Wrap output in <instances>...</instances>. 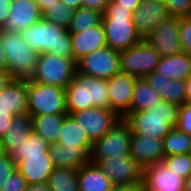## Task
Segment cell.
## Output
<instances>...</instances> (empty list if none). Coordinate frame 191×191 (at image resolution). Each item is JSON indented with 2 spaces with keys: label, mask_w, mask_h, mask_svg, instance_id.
Masks as SVG:
<instances>
[{
  "label": "cell",
  "mask_w": 191,
  "mask_h": 191,
  "mask_svg": "<svg viewBox=\"0 0 191 191\" xmlns=\"http://www.w3.org/2000/svg\"><path fill=\"white\" fill-rule=\"evenodd\" d=\"M20 35L38 54L50 53L60 57L74 59L71 35L67 28L41 18Z\"/></svg>",
  "instance_id": "obj_1"
},
{
  "label": "cell",
  "mask_w": 191,
  "mask_h": 191,
  "mask_svg": "<svg viewBox=\"0 0 191 191\" xmlns=\"http://www.w3.org/2000/svg\"><path fill=\"white\" fill-rule=\"evenodd\" d=\"M179 119V105L161 100L149 110L130 113L125 120L129 123L132 133L140 136H153L163 139Z\"/></svg>",
  "instance_id": "obj_2"
},
{
  "label": "cell",
  "mask_w": 191,
  "mask_h": 191,
  "mask_svg": "<svg viewBox=\"0 0 191 191\" xmlns=\"http://www.w3.org/2000/svg\"><path fill=\"white\" fill-rule=\"evenodd\" d=\"M66 110L69 115L91 107L109 109L107 80L75 72L65 88Z\"/></svg>",
  "instance_id": "obj_3"
},
{
  "label": "cell",
  "mask_w": 191,
  "mask_h": 191,
  "mask_svg": "<svg viewBox=\"0 0 191 191\" xmlns=\"http://www.w3.org/2000/svg\"><path fill=\"white\" fill-rule=\"evenodd\" d=\"M102 25L106 44L113 50L121 52L143 40L133 22V12L112 0L102 15Z\"/></svg>",
  "instance_id": "obj_4"
},
{
  "label": "cell",
  "mask_w": 191,
  "mask_h": 191,
  "mask_svg": "<svg viewBox=\"0 0 191 191\" xmlns=\"http://www.w3.org/2000/svg\"><path fill=\"white\" fill-rule=\"evenodd\" d=\"M1 43L6 56L7 71L12 78H31L38 53L25 42L20 33L1 30Z\"/></svg>",
  "instance_id": "obj_5"
},
{
  "label": "cell",
  "mask_w": 191,
  "mask_h": 191,
  "mask_svg": "<svg viewBox=\"0 0 191 191\" xmlns=\"http://www.w3.org/2000/svg\"><path fill=\"white\" fill-rule=\"evenodd\" d=\"M76 72V61L56 54H38L31 80L65 89Z\"/></svg>",
  "instance_id": "obj_6"
},
{
  "label": "cell",
  "mask_w": 191,
  "mask_h": 191,
  "mask_svg": "<svg viewBox=\"0 0 191 191\" xmlns=\"http://www.w3.org/2000/svg\"><path fill=\"white\" fill-rule=\"evenodd\" d=\"M28 114H68L65 102V89L27 79Z\"/></svg>",
  "instance_id": "obj_7"
},
{
  "label": "cell",
  "mask_w": 191,
  "mask_h": 191,
  "mask_svg": "<svg viewBox=\"0 0 191 191\" xmlns=\"http://www.w3.org/2000/svg\"><path fill=\"white\" fill-rule=\"evenodd\" d=\"M161 55L144 39L120 52V71L138 79L155 71Z\"/></svg>",
  "instance_id": "obj_8"
},
{
  "label": "cell",
  "mask_w": 191,
  "mask_h": 191,
  "mask_svg": "<svg viewBox=\"0 0 191 191\" xmlns=\"http://www.w3.org/2000/svg\"><path fill=\"white\" fill-rule=\"evenodd\" d=\"M76 71L98 79H110L120 73V52L105 46L76 61Z\"/></svg>",
  "instance_id": "obj_9"
},
{
  "label": "cell",
  "mask_w": 191,
  "mask_h": 191,
  "mask_svg": "<svg viewBox=\"0 0 191 191\" xmlns=\"http://www.w3.org/2000/svg\"><path fill=\"white\" fill-rule=\"evenodd\" d=\"M132 130L121 118L106 134L93 144L91 159H106L130 154Z\"/></svg>",
  "instance_id": "obj_10"
},
{
  "label": "cell",
  "mask_w": 191,
  "mask_h": 191,
  "mask_svg": "<svg viewBox=\"0 0 191 191\" xmlns=\"http://www.w3.org/2000/svg\"><path fill=\"white\" fill-rule=\"evenodd\" d=\"M109 177L112 185H129L143 182V168L130 155L106 159H91Z\"/></svg>",
  "instance_id": "obj_11"
},
{
  "label": "cell",
  "mask_w": 191,
  "mask_h": 191,
  "mask_svg": "<svg viewBox=\"0 0 191 191\" xmlns=\"http://www.w3.org/2000/svg\"><path fill=\"white\" fill-rule=\"evenodd\" d=\"M180 20L181 17L179 16L168 15L144 38L161 57L182 52L179 37Z\"/></svg>",
  "instance_id": "obj_12"
},
{
  "label": "cell",
  "mask_w": 191,
  "mask_h": 191,
  "mask_svg": "<svg viewBox=\"0 0 191 191\" xmlns=\"http://www.w3.org/2000/svg\"><path fill=\"white\" fill-rule=\"evenodd\" d=\"M71 115L93 144L121 119L116 112L101 107H91Z\"/></svg>",
  "instance_id": "obj_13"
},
{
  "label": "cell",
  "mask_w": 191,
  "mask_h": 191,
  "mask_svg": "<svg viewBox=\"0 0 191 191\" xmlns=\"http://www.w3.org/2000/svg\"><path fill=\"white\" fill-rule=\"evenodd\" d=\"M137 79L122 72L107 79L109 109L116 112L121 118L125 119L129 115L133 89Z\"/></svg>",
  "instance_id": "obj_14"
},
{
  "label": "cell",
  "mask_w": 191,
  "mask_h": 191,
  "mask_svg": "<svg viewBox=\"0 0 191 191\" xmlns=\"http://www.w3.org/2000/svg\"><path fill=\"white\" fill-rule=\"evenodd\" d=\"M142 183L144 191H184L185 179L158 162L143 169Z\"/></svg>",
  "instance_id": "obj_15"
},
{
  "label": "cell",
  "mask_w": 191,
  "mask_h": 191,
  "mask_svg": "<svg viewBox=\"0 0 191 191\" xmlns=\"http://www.w3.org/2000/svg\"><path fill=\"white\" fill-rule=\"evenodd\" d=\"M28 113L27 79L12 78L0 91V114Z\"/></svg>",
  "instance_id": "obj_16"
},
{
  "label": "cell",
  "mask_w": 191,
  "mask_h": 191,
  "mask_svg": "<svg viewBox=\"0 0 191 191\" xmlns=\"http://www.w3.org/2000/svg\"><path fill=\"white\" fill-rule=\"evenodd\" d=\"M130 155L143 169L158 162H163L165 157L163 153V139L132 133Z\"/></svg>",
  "instance_id": "obj_17"
},
{
  "label": "cell",
  "mask_w": 191,
  "mask_h": 191,
  "mask_svg": "<svg viewBox=\"0 0 191 191\" xmlns=\"http://www.w3.org/2000/svg\"><path fill=\"white\" fill-rule=\"evenodd\" d=\"M168 15L163 0H142L133 12V22L137 32L144 39Z\"/></svg>",
  "instance_id": "obj_18"
},
{
  "label": "cell",
  "mask_w": 191,
  "mask_h": 191,
  "mask_svg": "<svg viewBox=\"0 0 191 191\" xmlns=\"http://www.w3.org/2000/svg\"><path fill=\"white\" fill-rule=\"evenodd\" d=\"M41 18L42 13L36 3L25 0H11L9 18L1 30L21 33Z\"/></svg>",
  "instance_id": "obj_19"
},
{
  "label": "cell",
  "mask_w": 191,
  "mask_h": 191,
  "mask_svg": "<svg viewBox=\"0 0 191 191\" xmlns=\"http://www.w3.org/2000/svg\"><path fill=\"white\" fill-rule=\"evenodd\" d=\"M93 146H63L61 143L49 146L50 158L54 167L79 169L91 162Z\"/></svg>",
  "instance_id": "obj_20"
},
{
  "label": "cell",
  "mask_w": 191,
  "mask_h": 191,
  "mask_svg": "<svg viewBox=\"0 0 191 191\" xmlns=\"http://www.w3.org/2000/svg\"><path fill=\"white\" fill-rule=\"evenodd\" d=\"M75 61L97 49L107 46L102 23L79 33H70Z\"/></svg>",
  "instance_id": "obj_21"
},
{
  "label": "cell",
  "mask_w": 191,
  "mask_h": 191,
  "mask_svg": "<svg viewBox=\"0 0 191 191\" xmlns=\"http://www.w3.org/2000/svg\"><path fill=\"white\" fill-rule=\"evenodd\" d=\"M54 168L49 153H44V156H24V160L17 165V170L28 185L47 183Z\"/></svg>",
  "instance_id": "obj_22"
},
{
  "label": "cell",
  "mask_w": 191,
  "mask_h": 191,
  "mask_svg": "<svg viewBox=\"0 0 191 191\" xmlns=\"http://www.w3.org/2000/svg\"><path fill=\"white\" fill-rule=\"evenodd\" d=\"M144 79L157 91L162 100L179 106L185 104V81L171 80L156 72L148 74Z\"/></svg>",
  "instance_id": "obj_23"
},
{
  "label": "cell",
  "mask_w": 191,
  "mask_h": 191,
  "mask_svg": "<svg viewBox=\"0 0 191 191\" xmlns=\"http://www.w3.org/2000/svg\"><path fill=\"white\" fill-rule=\"evenodd\" d=\"M32 119L28 113L14 116L10 127L0 138L1 145L6 153L10 155L16 148H19L23 141L32 133Z\"/></svg>",
  "instance_id": "obj_24"
},
{
  "label": "cell",
  "mask_w": 191,
  "mask_h": 191,
  "mask_svg": "<svg viewBox=\"0 0 191 191\" xmlns=\"http://www.w3.org/2000/svg\"><path fill=\"white\" fill-rule=\"evenodd\" d=\"M161 76L186 81L191 76V56L186 52L161 57L155 71Z\"/></svg>",
  "instance_id": "obj_25"
},
{
  "label": "cell",
  "mask_w": 191,
  "mask_h": 191,
  "mask_svg": "<svg viewBox=\"0 0 191 191\" xmlns=\"http://www.w3.org/2000/svg\"><path fill=\"white\" fill-rule=\"evenodd\" d=\"M79 191H110L109 177L96 164L90 162L78 169Z\"/></svg>",
  "instance_id": "obj_26"
},
{
  "label": "cell",
  "mask_w": 191,
  "mask_h": 191,
  "mask_svg": "<svg viewBox=\"0 0 191 191\" xmlns=\"http://www.w3.org/2000/svg\"><path fill=\"white\" fill-rule=\"evenodd\" d=\"M67 114L31 116L32 130L41 135L49 145L57 144L64 118Z\"/></svg>",
  "instance_id": "obj_27"
},
{
  "label": "cell",
  "mask_w": 191,
  "mask_h": 191,
  "mask_svg": "<svg viewBox=\"0 0 191 191\" xmlns=\"http://www.w3.org/2000/svg\"><path fill=\"white\" fill-rule=\"evenodd\" d=\"M161 100V96L144 78L137 79L133 89L129 114L149 110L159 104Z\"/></svg>",
  "instance_id": "obj_28"
},
{
  "label": "cell",
  "mask_w": 191,
  "mask_h": 191,
  "mask_svg": "<svg viewBox=\"0 0 191 191\" xmlns=\"http://www.w3.org/2000/svg\"><path fill=\"white\" fill-rule=\"evenodd\" d=\"M57 143H61L63 146H93L84 128L69 114L64 118Z\"/></svg>",
  "instance_id": "obj_29"
},
{
  "label": "cell",
  "mask_w": 191,
  "mask_h": 191,
  "mask_svg": "<svg viewBox=\"0 0 191 191\" xmlns=\"http://www.w3.org/2000/svg\"><path fill=\"white\" fill-rule=\"evenodd\" d=\"M47 185L49 191H79L78 169L55 167L47 180Z\"/></svg>",
  "instance_id": "obj_30"
},
{
  "label": "cell",
  "mask_w": 191,
  "mask_h": 191,
  "mask_svg": "<svg viewBox=\"0 0 191 191\" xmlns=\"http://www.w3.org/2000/svg\"><path fill=\"white\" fill-rule=\"evenodd\" d=\"M19 146L10 154L16 165L24 160V156H44V153H49L50 145L41 135L32 131Z\"/></svg>",
  "instance_id": "obj_31"
},
{
  "label": "cell",
  "mask_w": 191,
  "mask_h": 191,
  "mask_svg": "<svg viewBox=\"0 0 191 191\" xmlns=\"http://www.w3.org/2000/svg\"><path fill=\"white\" fill-rule=\"evenodd\" d=\"M103 13L89 8L80 7L75 11L68 27L69 33H79L88 28L100 25L102 23Z\"/></svg>",
  "instance_id": "obj_32"
},
{
  "label": "cell",
  "mask_w": 191,
  "mask_h": 191,
  "mask_svg": "<svg viewBox=\"0 0 191 191\" xmlns=\"http://www.w3.org/2000/svg\"><path fill=\"white\" fill-rule=\"evenodd\" d=\"M190 150V135L183 133L177 127L163 138V153L166 156L187 154Z\"/></svg>",
  "instance_id": "obj_33"
},
{
  "label": "cell",
  "mask_w": 191,
  "mask_h": 191,
  "mask_svg": "<svg viewBox=\"0 0 191 191\" xmlns=\"http://www.w3.org/2000/svg\"><path fill=\"white\" fill-rule=\"evenodd\" d=\"M75 11V9L68 7L62 0H58L56 3L48 5L42 12V18L68 29Z\"/></svg>",
  "instance_id": "obj_34"
},
{
  "label": "cell",
  "mask_w": 191,
  "mask_h": 191,
  "mask_svg": "<svg viewBox=\"0 0 191 191\" xmlns=\"http://www.w3.org/2000/svg\"><path fill=\"white\" fill-rule=\"evenodd\" d=\"M166 166L176 175L186 179L191 174V154L171 155L163 159Z\"/></svg>",
  "instance_id": "obj_35"
},
{
  "label": "cell",
  "mask_w": 191,
  "mask_h": 191,
  "mask_svg": "<svg viewBox=\"0 0 191 191\" xmlns=\"http://www.w3.org/2000/svg\"><path fill=\"white\" fill-rule=\"evenodd\" d=\"M169 15L191 16V0H163Z\"/></svg>",
  "instance_id": "obj_36"
},
{
  "label": "cell",
  "mask_w": 191,
  "mask_h": 191,
  "mask_svg": "<svg viewBox=\"0 0 191 191\" xmlns=\"http://www.w3.org/2000/svg\"><path fill=\"white\" fill-rule=\"evenodd\" d=\"M179 37L182 51L191 56V16L181 17Z\"/></svg>",
  "instance_id": "obj_37"
},
{
  "label": "cell",
  "mask_w": 191,
  "mask_h": 191,
  "mask_svg": "<svg viewBox=\"0 0 191 191\" xmlns=\"http://www.w3.org/2000/svg\"><path fill=\"white\" fill-rule=\"evenodd\" d=\"M27 182L21 173L16 169L6 180L0 191H25Z\"/></svg>",
  "instance_id": "obj_38"
},
{
  "label": "cell",
  "mask_w": 191,
  "mask_h": 191,
  "mask_svg": "<svg viewBox=\"0 0 191 191\" xmlns=\"http://www.w3.org/2000/svg\"><path fill=\"white\" fill-rule=\"evenodd\" d=\"M180 131L191 135V104L179 106V119L176 126Z\"/></svg>",
  "instance_id": "obj_39"
},
{
  "label": "cell",
  "mask_w": 191,
  "mask_h": 191,
  "mask_svg": "<svg viewBox=\"0 0 191 191\" xmlns=\"http://www.w3.org/2000/svg\"><path fill=\"white\" fill-rule=\"evenodd\" d=\"M17 169V165L10 155H6L0 160V189L5 184L8 177Z\"/></svg>",
  "instance_id": "obj_40"
},
{
  "label": "cell",
  "mask_w": 191,
  "mask_h": 191,
  "mask_svg": "<svg viewBox=\"0 0 191 191\" xmlns=\"http://www.w3.org/2000/svg\"><path fill=\"white\" fill-rule=\"evenodd\" d=\"M111 0H81V7L95 9L104 13Z\"/></svg>",
  "instance_id": "obj_41"
},
{
  "label": "cell",
  "mask_w": 191,
  "mask_h": 191,
  "mask_svg": "<svg viewBox=\"0 0 191 191\" xmlns=\"http://www.w3.org/2000/svg\"><path fill=\"white\" fill-rule=\"evenodd\" d=\"M11 0H0V29L4 27L9 18Z\"/></svg>",
  "instance_id": "obj_42"
},
{
  "label": "cell",
  "mask_w": 191,
  "mask_h": 191,
  "mask_svg": "<svg viewBox=\"0 0 191 191\" xmlns=\"http://www.w3.org/2000/svg\"><path fill=\"white\" fill-rule=\"evenodd\" d=\"M110 191H144L143 183H133L129 185H112Z\"/></svg>",
  "instance_id": "obj_43"
},
{
  "label": "cell",
  "mask_w": 191,
  "mask_h": 191,
  "mask_svg": "<svg viewBox=\"0 0 191 191\" xmlns=\"http://www.w3.org/2000/svg\"><path fill=\"white\" fill-rule=\"evenodd\" d=\"M13 118H14L13 114H7V115L0 114V138L3 137L5 132L10 127Z\"/></svg>",
  "instance_id": "obj_44"
},
{
  "label": "cell",
  "mask_w": 191,
  "mask_h": 191,
  "mask_svg": "<svg viewBox=\"0 0 191 191\" xmlns=\"http://www.w3.org/2000/svg\"><path fill=\"white\" fill-rule=\"evenodd\" d=\"M119 7L128 8L130 11L134 12L140 5L142 0H112Z\"/></svg>",
  "instance_id": "obj_45"
},
{
  "label": "cell",
  "mask_w": 191,
  "mask_h": 191,
  "mask_svg": "<svg viewBox=\"0 0 191 191\" xmlns=\"http://www.w3.org/2000/svg\"><path fill=\"white\" fill-rule=\"evenodd\" d=\"M25 191H49L47 183H36L27 185Z\"/></svg>",
  "instance_id": "obj_46"
},
{
  "label": "cell",
  "mask_w": 191,
  "mask_h": 191,
  "mask_svg": "<svg viewBox=\"0 0 191 191\" xmlns=\"http://www.w3.org/2000/svg\"><path fill=\"white\" fill-rule=\"evenodd\" d=\"M12 76L8 71H0V91L10 82Z\"/></svg>",
  "instance_id": "obj_47"
},
{
  "label": "cell",
  "mask_w": 191,
  "mask_h": 191,
  "mask_svg": "<svg viewBox=\"0 0 191 191\" xmlns=\"http://www.w3.org/2000/svg\"><path fill=\"white\" fill-rule=\"evenodd\" d=\"M0 71H7L6 56L4 50L2 49V43H1V29H0Z\"/></svg>",
  "instance_id": "obj_48"
},
{
  "label": "cell",
  "mask_w": 191,
  "mask_h": 191,
  "mask_svg": "<svg viewBox=\"0 0 191 191\" xmlns=\"http://www.w3.org/2000/svg\"><path fill=\"white\" fill-rule=\"evenodd\" d=\"M185 103L191 104V76L185 81Z\"/></svg>",
  "instance_id": "obj_49"
},
{
  "label": "cell",
  "mask_w": 191,
  "mask_h": 191,
  "mask_svg": "<svg viewBox=\"0 0 191 191\" xmlns=\"http://www.w3.org/2000/svg\"><path fill=\"white\" fill-rule=\"evenodd\" d=\"M58 0H37L36 4L42 13L48 5H52L53 3H56Z\"/></svg>",
  "instance_id": "obj_50"
},
{
  "label": "cell",
  "mask_w": 191,
  "mask_h": 191,
  "mask_svg": "<svg viewBox=\"0 0 191 191\" xmlns=\"http://www.w3.org/2000/svg\"><path fill=\"white\" fill-rule=\"evenodd\" d=\"M68 7L75 10L81 7V0H62Z\"/></svg>",
  "instance_id": "obj_51"
},
{
  "label": "cell",
  "mask_w": 191,
  "mask_h": 191,
  "mask_svg": "<svg viewBox=\"0 0 191 191\" xmlns=\"http://www.w3.org/2000/svg\"><path fill=\"white\" fill-rule=\"evenodd\" d=\"M184 191H191V174L185 179Z\"/></svg>",
  "instance_id": "obj_52"
},
{
  "label": "cell",
  "mask_w": 191,
  "mask_h": 191,
  "mask_svg": "<svg viewBox=\"0 0 191 191\" xmlns=\"http://www.w3.org/2000/svg\"><path fill=\"white\" fill-rule=\"evenodd\" d=\"M6 155H7V153H6L5 149H4V147L1 145V141H0V160L2 158H4Z\"/></svg>",
  "instance_id": "obj_53"
},
{
  "label": "cell",
  "mask_w": 191,
  "mask_h": 191,
  "mask_svg": "<svg viewBox=\"0 0 191 191\" xmlns=\"http://www.w3.org/2000/svg\"><path fill=\"white\" fill-rule=\"evenodd\" d=\"M25 1L32 2V3H36L37 2V0H25Z\"/></svg>",
  "instance_id": "obj_54"
},
{
  "label": "cell",
  "mask_w": 191,
  "mask_h": 191,
  "mask_svg": "<svg viewBox=\"0 0 191 191\" xmlns=\"http://www.w3.org/2000/svg\"><path fill=\"white\" fill-rule=\"evenodd\" d=\"M189 153L191 154V135H190V150Z\"/></svg>",
  "instance_id": "obj_55"
}]
</instances>
